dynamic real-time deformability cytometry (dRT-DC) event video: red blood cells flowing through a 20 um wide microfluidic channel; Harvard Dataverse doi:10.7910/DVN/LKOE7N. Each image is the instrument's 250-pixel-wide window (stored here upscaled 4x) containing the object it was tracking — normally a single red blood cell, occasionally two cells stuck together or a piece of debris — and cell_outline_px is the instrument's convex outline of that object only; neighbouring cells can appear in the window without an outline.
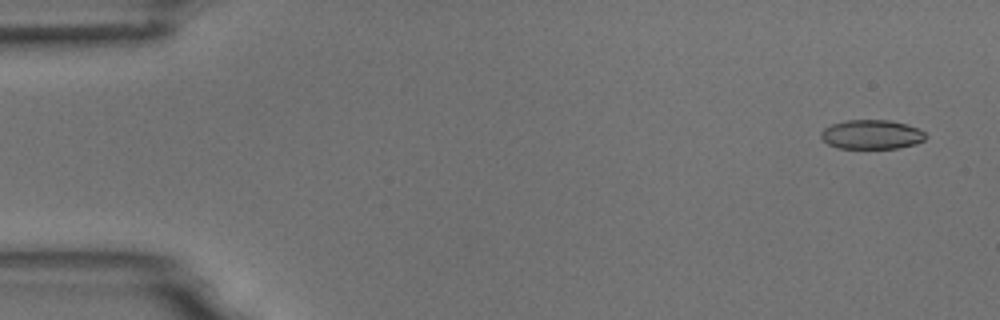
{"species": "common noctule bat (a hibernating species)", "species_latin": "Nyctalus noctula", "temperature_condition": "room temperature", "stored_images_in_passage": 4, "camera_frame_rate_fps": 3000, "um_per_image_px": 0.085, "animal": {"sex": "male", "body_mass_g": 18.8}, "frame": {"image": 1, "passage_image": 1, "time_ms": 0.0, "image_size_px": [1000, 320], "cell_outline_px": [[928, 136], [924, 140], [916, 144], [896, 148], [836, 148], [828, 144], [820, 136], [820, 132], [824, 128], [832, 124], [848, 120], [888, 120], [904, 124], [916, 128], [924, 132]], "centroid_in_image_um": [74.07, 11.44], "position_along_channel_um": 10.9, "area_um2": 17.74}}